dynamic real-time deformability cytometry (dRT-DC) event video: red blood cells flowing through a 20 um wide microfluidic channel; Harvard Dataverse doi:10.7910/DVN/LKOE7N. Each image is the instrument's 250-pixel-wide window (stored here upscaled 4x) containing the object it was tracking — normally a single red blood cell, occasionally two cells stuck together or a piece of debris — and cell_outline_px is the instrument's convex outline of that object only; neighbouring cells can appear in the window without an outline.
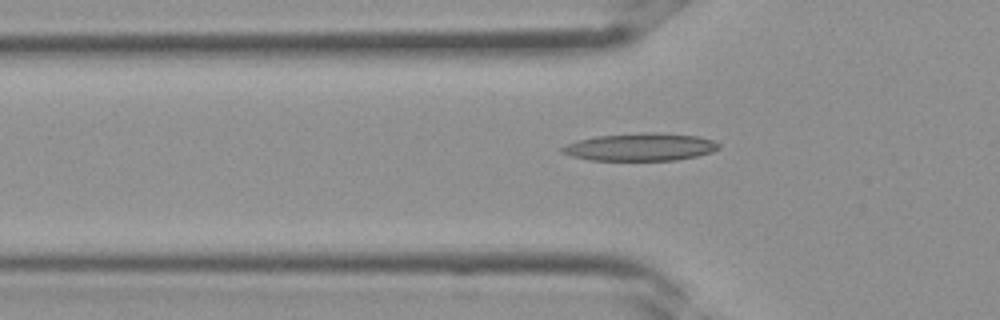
{"species": "Egyptian fruit bat (a non-hibernating species)", "species_latin": "Rousettus aegyptiacus", "temperature_condition": "room temperature", "stored_images_in_passage": 3, "camera_frame_rate_fps": 3000, "um_per_image_px": 0.085, "frame": {"image": 1, "passage_image": 3, "time_ms": 0.667, "image_size_px": [1000, 320], "cell_outline_px": [[720, 148], [712, 152], [696, 156], [676, 160], [588, 160], [572, 156], [560, 152], [560, 148], [568, 144], [580, 140], [596, 136], [648, 132], [656, 132], [700, 136], [712, 140], [720, 144]], "centroid_in_image_um": [54.46, 12.49], "position_along_channel_um": 71.3, "area_um2": 25.2}}